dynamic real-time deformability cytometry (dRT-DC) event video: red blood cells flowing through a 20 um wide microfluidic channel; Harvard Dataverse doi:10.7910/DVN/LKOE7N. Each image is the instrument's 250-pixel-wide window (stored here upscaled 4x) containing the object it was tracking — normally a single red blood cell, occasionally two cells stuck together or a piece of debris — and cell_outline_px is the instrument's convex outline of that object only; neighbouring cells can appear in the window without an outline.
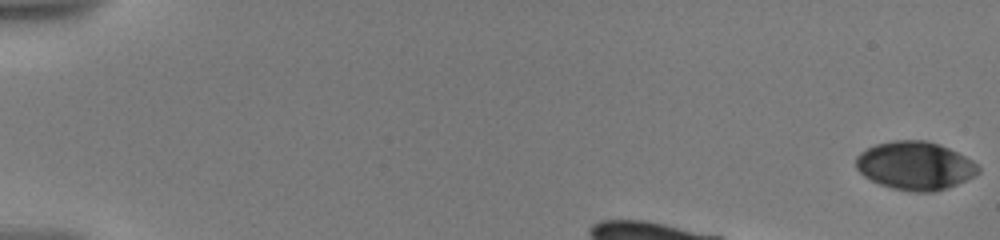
{"species": "human", "species_latin": "Homo sapiens", "temperature_condition": "warm", "stored_images_in_passage": 18, "camera_frame_rate_fps": 3000, "um_per_image_px": 0.085, "donor": {"sex": "male"}, "frame": {"image": 1, "passage_image": 1, "time_ms": 0.0, "image_size_px": [1000, 240], "cell_outline_px": [[980, 172], [948, 188], [932, 192], [916, 192], [892, 188], [880, 184], [864, 176], [856, 168], [856, 156], [860, 152], [876, 144], [892, 140], [924, 140], [940, 144], [972, 160], [980, 168]], "centroid_in_image_um": [77.76, 14.08], "position_along_channel_um": 7.2, "area_um2": 34.22}}
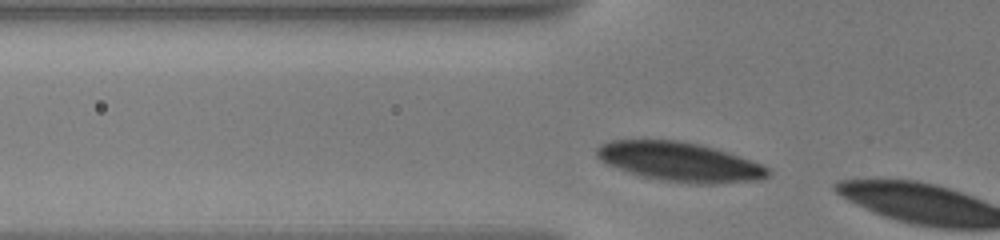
{"frame": {"image": 2, "passage_image": 14, "time_ms": 3.667, "image_size_px": [1000, 240], "cell_outline_px": [[772, 172], [764, 180], [712, 184], [704, 184], [660, 180], [640, 176], [628, 172], [608, 164], [600, 160], [596, 156], [596, 148], [600, 144], [612, 140], [676, 140], [700, 144], [728, 152], [740, 156], [772, 168]], "centroid_in_image_um": [57.83, 13.76], "position_along_channel_um": 68.0, "area_um2": 39.42}}